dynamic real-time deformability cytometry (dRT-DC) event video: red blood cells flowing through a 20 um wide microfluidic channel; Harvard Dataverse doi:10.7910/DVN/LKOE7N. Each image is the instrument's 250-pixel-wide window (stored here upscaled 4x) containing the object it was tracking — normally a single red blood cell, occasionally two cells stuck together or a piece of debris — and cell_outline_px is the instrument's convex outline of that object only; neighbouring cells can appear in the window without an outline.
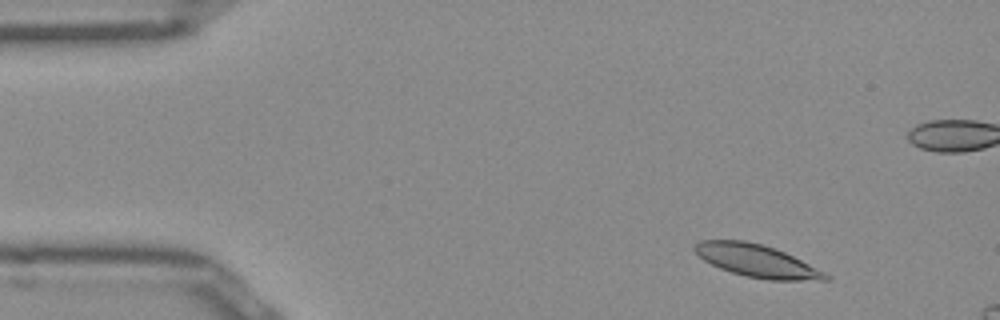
{"species": "Egyptian fruit bat (a non-hibernating species)", "species_latin": "Rousettus aegyptiacus", "temperature_condition": "room temperature", "stored_images_in_passage": 12, "camera_frame_rate_fps": 3000, "um_per_image_px": 0.085, "frame": {"image": 1, "passage_image": 4, "time_ms": 1.0, "image_size_px": [1000, 320], "cell_outline_px": [[832, 280], [768, 280], [744, 276], [720, 268], [704, 260], [692, 248], [692, 244], [700, 240], [744, 240], [776, 248], [832, 276]], "centroid_in_image_um": [64.3, 22.17], "position_along_channel_um": 20.7, "area_um2": 24.68}}